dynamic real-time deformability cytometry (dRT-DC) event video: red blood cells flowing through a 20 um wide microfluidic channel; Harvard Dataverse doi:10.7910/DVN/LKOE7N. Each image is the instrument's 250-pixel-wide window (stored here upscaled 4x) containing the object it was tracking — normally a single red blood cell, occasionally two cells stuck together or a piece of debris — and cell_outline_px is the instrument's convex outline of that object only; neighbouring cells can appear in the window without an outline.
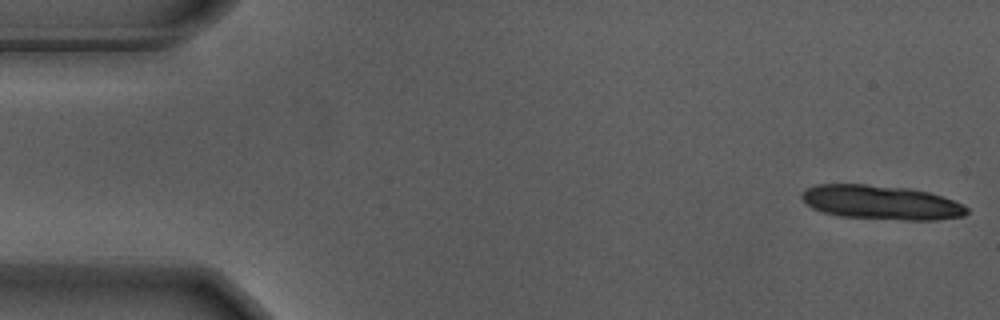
{"species": "Egyptian fruit bat (a non-hibernating species)", "species_latin": "Rousettus aegyptiacus", "temperature_condition": "warm", "stored_images_in_passage": 13, "camera_frame_rate_fps": 3000, "um_per_image_px": 0.085, "animal": {"sex": "male"}, "frame": {"image": 1, "passage_image": 1, "time_ms": 0.0, "image_size_px": [1000, 320], "cell_outline_px": [[968, 212], [964, 216], [936, 220], [904, 220], [840, 216], [824, 212], [812, 208], [800, 196], [808, 188], [816, 184], [864, 184], [912, 188], [928, 192], [964, 204], [968, 208]], "centroid_in_image_um": [74.93, 17.2], "position_along_channel_um": 10.1, "area_um2": 32.83}}